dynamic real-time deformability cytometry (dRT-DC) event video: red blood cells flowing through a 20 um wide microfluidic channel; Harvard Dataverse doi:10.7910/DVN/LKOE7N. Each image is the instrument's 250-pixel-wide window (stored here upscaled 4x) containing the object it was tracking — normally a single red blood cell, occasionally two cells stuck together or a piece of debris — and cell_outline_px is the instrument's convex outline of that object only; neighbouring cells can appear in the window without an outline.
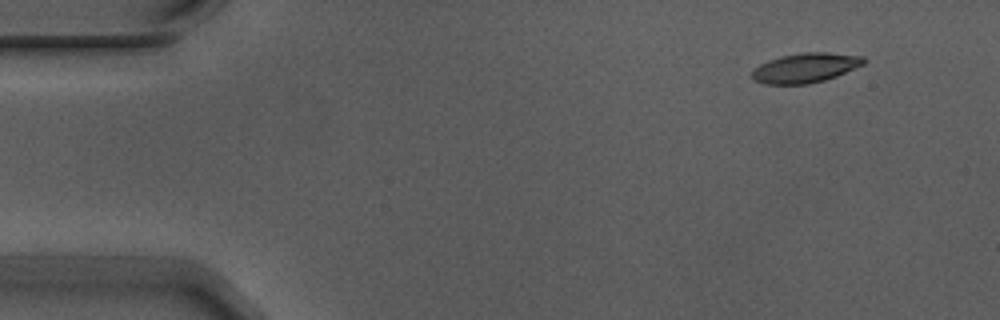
{"species": "Egyptian fruit bat (a non-hibernating species)", "species_latin": "Rousettus aegyptiacus", "temperature_condition": "warm", "stored_images_in_passage": 5, "camera_frame_rate_fps": 3000, "um_per_image_px": 0.085, "animal": {"sex": "male"}, "frame": {"image": 1, "passage_image": 1, "time_ms": 0.0, "image_size_px": [1000, 320], "cell_outline_px": [[868, 60], [864, 64], [836, 76], [824, 80], [808, 84], [764, 84], [752, 80], [752, 72], [760, 64], [768, 60], [780, 56], [804, 52], [828, 52], [864, 56]], "centroid_in_image_um": [68.47, 5.76], "position_along_channel_um": 16.5, "area_um2": 19.36}}
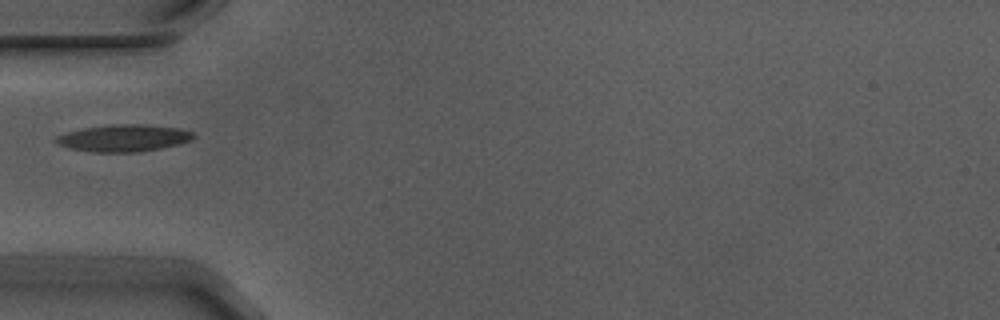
{"frame": {"image": 2, "passage_image": 4, "time_ms": 1.0, "image_size_px": [1000, 320], "cell_outline_px": [[196, 136], [192, 140], [180, 144], [160, 148], [136, 152], [92, 152], [72, 148], [60, 144], [52, 140], [56, 136], [68, 132], [84, 128], [116, 124], [144, 124], [180, 128], [196, 132]], "centroid_in_image_um": [10.59, 11.73], "position_along_channel_um": 74.4, "area_um2": 21.62}}